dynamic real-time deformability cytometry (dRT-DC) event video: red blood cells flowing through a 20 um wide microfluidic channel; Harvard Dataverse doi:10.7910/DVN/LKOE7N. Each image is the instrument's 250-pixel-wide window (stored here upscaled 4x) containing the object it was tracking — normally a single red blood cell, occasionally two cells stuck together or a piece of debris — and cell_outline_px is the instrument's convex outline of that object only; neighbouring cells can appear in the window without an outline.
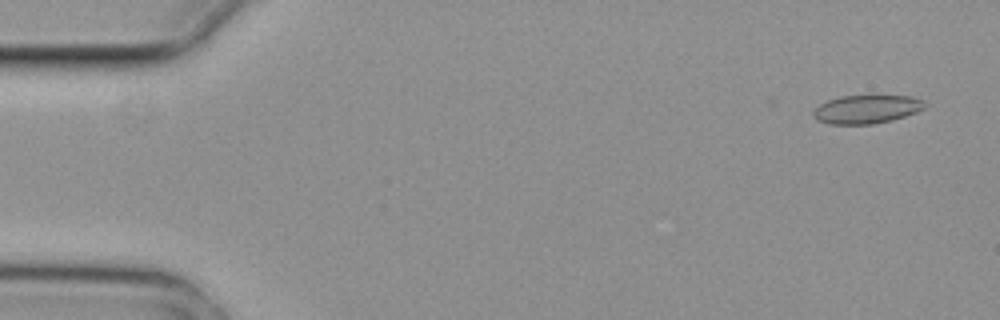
{"species": "common noctule bat (a hibernating species)", "species_latin": "Nyctalus noctula", "temperature_condition": "cold", "stored_images_in_passage": 8, "camera_frame_rate_fps": 3000, "um_per_image_px": 0.085, "animal": {"sex": "female", "body_mass_g": 29.2, "forearm_length_mm": 56.3}, "frame": {"image": 1, "passage_image": 1, "time_ms": 0.0, "image_size_px": [1000, 320], "cell_outline_px": [[924, 108], [916, 112], [892, 120], [872, 124], [828, 124], [816, 120], [812, 116], [812, 112], [820, 104], [828, 100], [840, 96], [872, 92], [876, 92], [912, 96], [924, 100]], "centroid_in_image_um": [73.67, 9.22], "position_along_channel_um": 11.3, "area_um2": 19.54}}
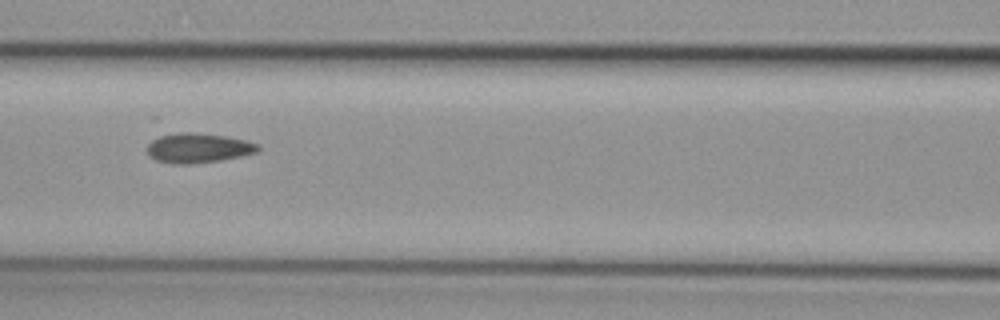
{"frame": {"image": 2, "passage_image": 7, "time_ms": 2.0, "image_size_px": [1000, 320], "cell_outline_px": [[260, 148], [256, 152], [240, 156], [220, 160], [192, 164], [172, 164], [156, 160], [148, 156], [148, 144], [152, 140], [160, 136], [180, 132], [192, 132], [224, 136], [244, 140], [256, 144]], "centroid_in_image_um": [16.79, 12.59], "position_along_channel_um": 149.8, "area_um2": 18.96}}
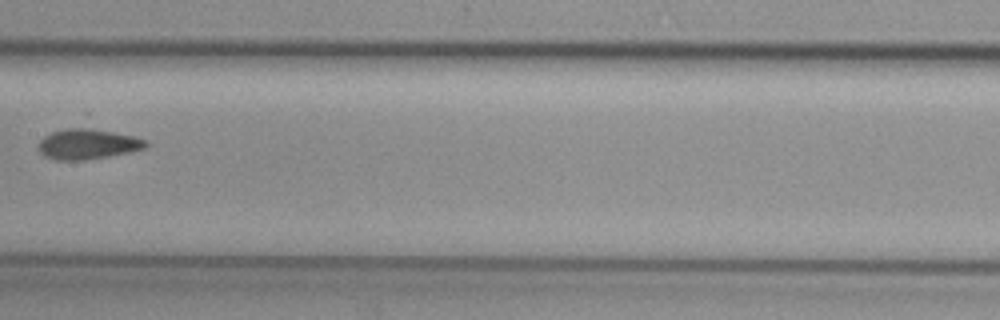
{"frame": {"image": 3, "passage_image": 8, "time_ms": 2.333, "image_size_px": [1000, 320], "cell_outline_px": [[148, 144], [144, 148], [128, 152], [108, 156], [84, 160], [56, 160], [44, 156], [36, 148], [40, 140], [44, 136], [52, 132], [76, 124], [80, 124], [136, 136], [148, 140]], "centroid_in_image_um": [7.43, 12.19], "position_along_channel_um": 200.0, "area_um2": 19.83}}